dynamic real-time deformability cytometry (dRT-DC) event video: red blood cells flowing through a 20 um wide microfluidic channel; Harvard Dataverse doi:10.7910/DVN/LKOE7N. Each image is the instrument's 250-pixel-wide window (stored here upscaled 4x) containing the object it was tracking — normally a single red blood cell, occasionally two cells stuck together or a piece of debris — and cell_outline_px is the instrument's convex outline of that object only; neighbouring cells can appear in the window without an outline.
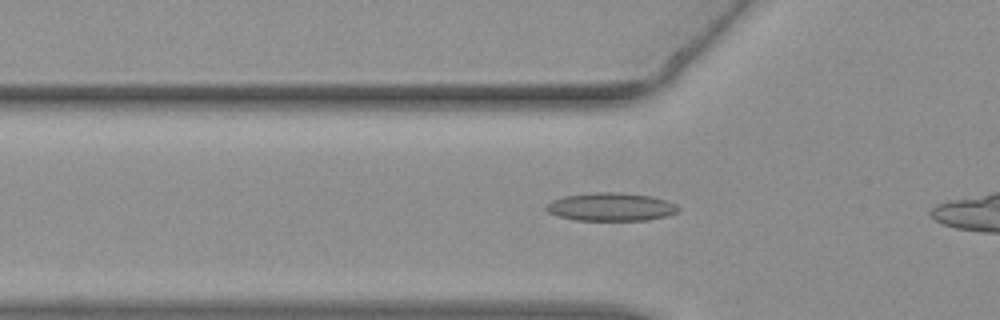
{"species": "common noctule bat (a hibernating species)", "species_latin": "Nyctalus noctula", "temperature_condition": "warm", "stored_images_in_passage": 11, "camera_frame_rate_fps": 3000, "um_per_image_px": 0.085, "animal": {"sex": "female", "body_mass_g": 19.3, "forearm_length_mm": 54.1}, "frame": {"image": 1, "passage_image": 8, "time_ms": 2.333, "image_size_px": [1000, 320], "cell_outline_px": [[680, 212], [668, 216], [648, 220], [576, 220], [556, 216], [548, 212], [544, 208], [552, 200], [564, 196], [592, 192], [620, 192], [652, 196], [676, 204], [680, 208]], "centroid_in_image_um": [51.95, 17.58], "position_along_channel_um": 73.9, "area_um2": 21.91}}